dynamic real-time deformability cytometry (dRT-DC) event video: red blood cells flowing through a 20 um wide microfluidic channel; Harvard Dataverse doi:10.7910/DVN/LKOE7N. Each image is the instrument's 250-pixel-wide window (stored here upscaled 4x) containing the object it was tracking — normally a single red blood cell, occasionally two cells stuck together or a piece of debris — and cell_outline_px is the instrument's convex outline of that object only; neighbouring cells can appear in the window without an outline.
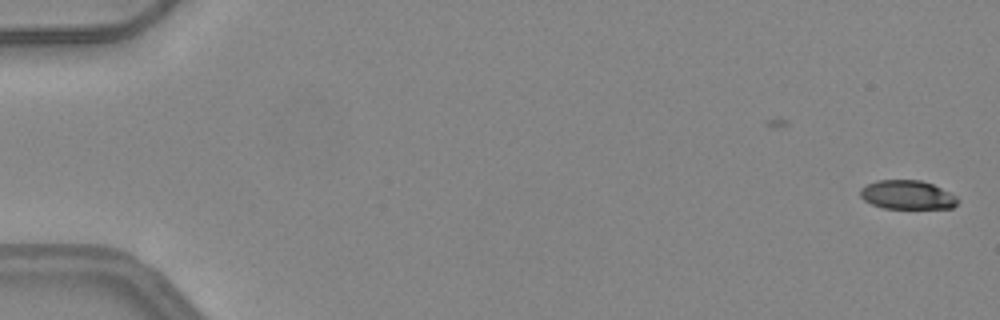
{"species": "common noctule bat (a hibernating species)", "species_latin": "Nyctalus noctula", "temperature_condition": "warm", "stored_images_in_passage": 13, "camera_frame_rate_fps": 3000, "um_per_image_px": 0.085, "animal": {"sex": "female", "body_mass_g": 24.6, "forearm_length_mm": 56.2}, "frame": {"image": 1, "passage_image": 1, "time_ms": 0.0, "image_size_px": [1000, 320], "cell_outline_px": [[960, 200], [952, 208], [884, 208], [872, 204], [864, 200], [860, 196], [860, 188], [876, 180], [920, 180], [932, 184], [956, 196]], "centroid_in_image_um": [77.1, 16.56], "position_along_channel_um": 7.9, "area_um2": 16.3}}